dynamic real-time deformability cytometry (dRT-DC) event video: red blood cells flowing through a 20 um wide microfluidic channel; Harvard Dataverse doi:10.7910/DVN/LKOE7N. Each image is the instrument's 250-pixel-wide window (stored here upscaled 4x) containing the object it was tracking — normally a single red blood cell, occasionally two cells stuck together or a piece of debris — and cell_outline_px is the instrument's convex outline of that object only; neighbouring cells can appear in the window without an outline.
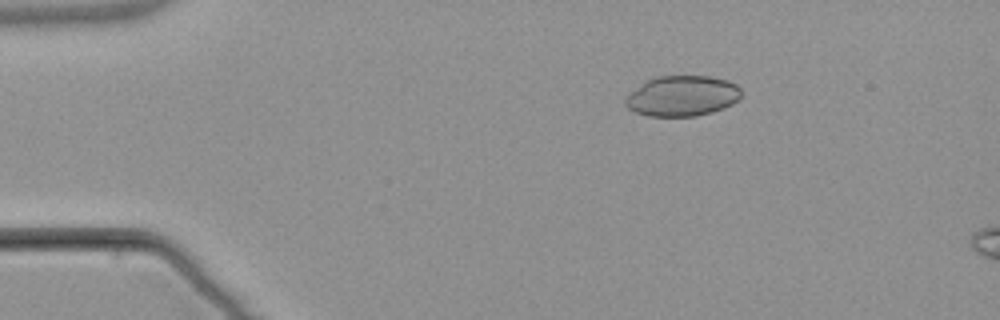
{"species": "common noctule bat (a hibernating species)", "species_latin": "Nyctalus noctula", "temperature_condition": "warm", "stored_images_in_passage": 3, "camera_frame_rate_fps": 3000, "um_per_image_px": 0.085, "animal": {"sex": "male", "body_mass_g": 21.5, "forearm_length_mm": 52.0}, "frame": {"image": 1, "passage_image": 1, "time_ms": 0.0, "image_size_px": [1000, 320], "cell_outline_px": [[740, 100], [724, 108], [712, 112], [696, 116], [648, 116], [636, 112], [628, 108], [624, 104], [624, 100], [632, 92], [648, 80], [656, 76], [708, 76], [728, 80], [736, 84], [740, 88]], "centroid_in_image_um": [58.02, 8.16], "position_along_channel_um": 27.0, "area_um2": 27.22}}